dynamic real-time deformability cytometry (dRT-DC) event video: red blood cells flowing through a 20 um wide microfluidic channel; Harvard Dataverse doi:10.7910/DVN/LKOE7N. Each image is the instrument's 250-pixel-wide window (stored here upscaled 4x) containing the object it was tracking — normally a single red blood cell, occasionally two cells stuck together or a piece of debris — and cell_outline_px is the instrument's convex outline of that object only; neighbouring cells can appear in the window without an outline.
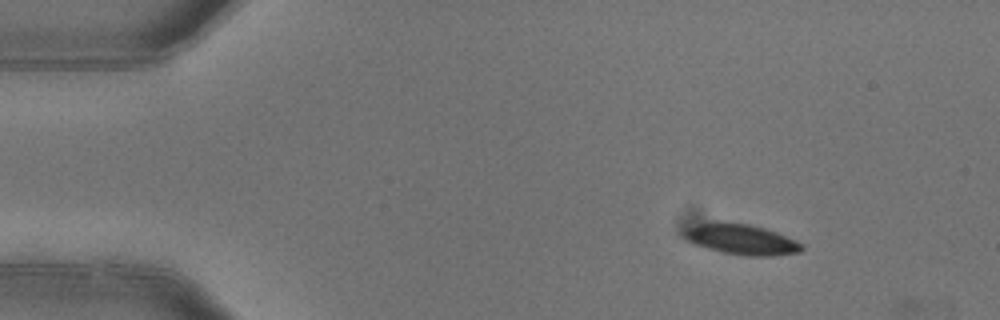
{"species": "common noctule bat (a hibernating species)", "species_latin": "Nyctalus noctula", "temperature_condition": "warm", "stored_images_in_passage": 2, "camera_frame_rate_fps": 3000, "um_per_image_px": 0.085, "animal": {"sex": "female"}, "frame": {"image": 1, "passage_image": 2, "time_ms": 0.333, "image_size_px": [1000, 320], "cell_outline_px": [[804, 248], [800, 252], [772, 256], [744, 256], [724, 252], [708, 248], [696, 244], [688, 240], [684, 236], [684, 232], [688, 228], [700, 224], [716, 220], [748, 224], [764, 228], [776, 232], [796, 240], [804, 244]], "centroid_in_image_um": [63.06, 20.34], "position_along_channel_um": 21.9, "area_um2": 20.81}}